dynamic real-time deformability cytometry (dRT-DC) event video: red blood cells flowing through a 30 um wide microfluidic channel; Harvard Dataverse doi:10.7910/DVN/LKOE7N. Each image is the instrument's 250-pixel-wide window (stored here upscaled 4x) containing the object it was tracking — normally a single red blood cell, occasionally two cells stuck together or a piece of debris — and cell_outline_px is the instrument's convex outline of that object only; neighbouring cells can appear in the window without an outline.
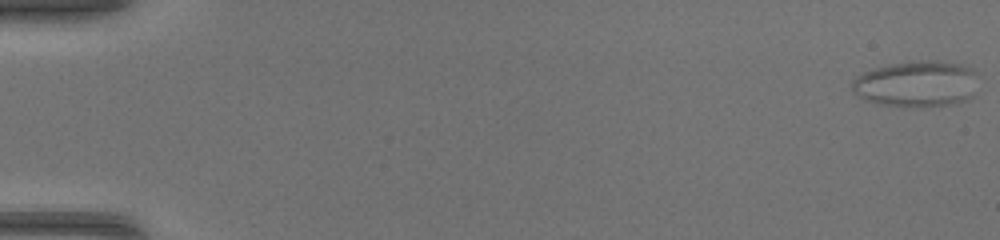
{"species": "common noctule bat (a hibernating species)", "species_latin": "Nyctalus noctula", "temperature_condition": "warm", "stored_images_in_passage": 47, "camera_frame_rate_fps": 3000, "um_per_image_px": 0.085, "animal": {"sex": "female", "body_mass_g": 17.0, "forearm_length_mm": 48.0}, "frame": {"image": 1, "passage_image": 1, "time_ms": 0.0, "image_size_px": [1000, 240], "cell_outline_px": [[976, 72], [972, 96], [968, 100], [952, 104], [916, 108], [904, 108], [876, 104], [852, 92], [852, 80], [856, 76], [872, 68], [888, 64], [908, 60], [936, 60], [960, 64], [972, 68]], "centroid_in_image_um": [77.87, 7.13], "position_along_channel_um": 7.1, "area_um2": 34.62}}
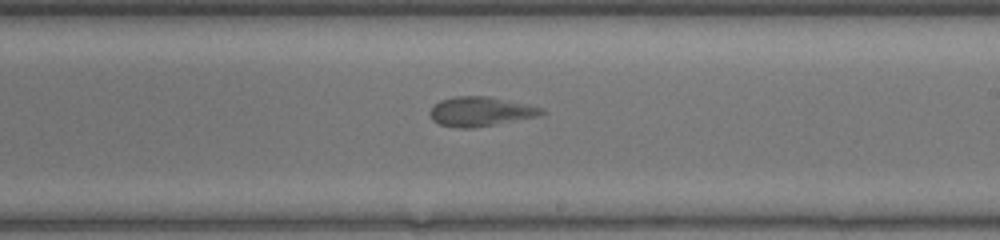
{"frame": {"image": 2, "passage_image": 29, "time_ms": 9.333, "image_size_px": [1000, 240], "cell_outline_px": [[548, 112], [536, 116], [472, 128], [460, 128], [440, 124], [432, 120], [428, 112], [440, 100], [456, 96], [488, 96], [544, 108]], "centroid_in_image_um": [40.82, 9.47], "position_along_channel_um": 248.2, "area_um2": 18.84}}
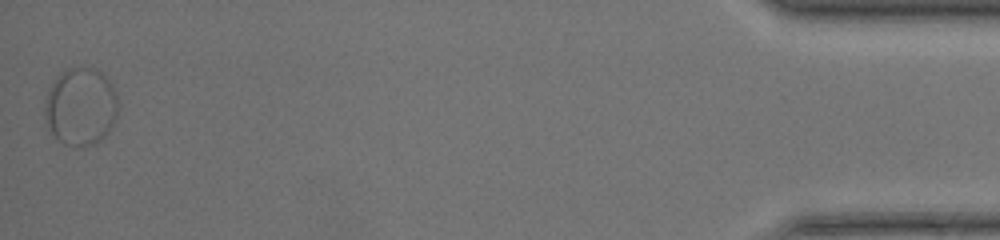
{"frame": {"image": 3, "passage_image": 47, "time_ms": 15.333, "image_size_px": [1000, 240], "cell_outline_px": [[116, 116], [108, 132], [96, 144], [64, 144], [52, 132], [44, 116], [44, 100], [56, 76], [60, 72], [68, 68], [96, 68], [108, 80], [116, 96]], "centroid_in_image_um": [6.83, 9.03], "position_along_channel_um": 428.4, "area_um2": 32.48}}